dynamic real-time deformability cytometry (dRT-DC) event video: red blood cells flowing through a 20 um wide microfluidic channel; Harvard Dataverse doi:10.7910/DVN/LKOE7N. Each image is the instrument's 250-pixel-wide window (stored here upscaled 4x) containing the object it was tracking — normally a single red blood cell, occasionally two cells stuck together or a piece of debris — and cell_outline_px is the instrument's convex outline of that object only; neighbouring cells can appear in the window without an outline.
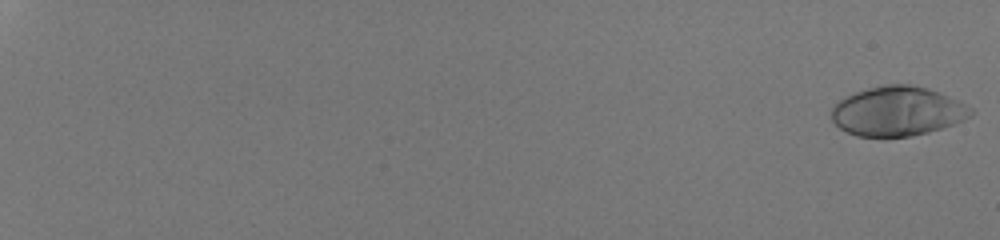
{"species": "human", "species_latin": "Homo sapiens", "temperature_condition": "room temperature", "stored_images_in_passage": 55, "camera_frame_rate_fps": 3000, "um_per_image_px": 0.085, "donor": {"sex": "male"}, "frame": {"image": 1, "passage_image": 1, "time_ms": 0.0, "image_size_px": [1000, 240], "cell_outline_px": [[976, 112], [972, 116], [964, 120], [928, 132], [912, 136], [856, 136], [840, 128], [832, 120], [832, 108], [840, 100], [856, 92], [868, 88], [884, 84], [908, 84], [928, 88], [948, 96], [972, 108]], "centroid_in_image_um": [76.31, 9.45], "position_along_channel_um": 8.7, "area_um2": 39.82}}
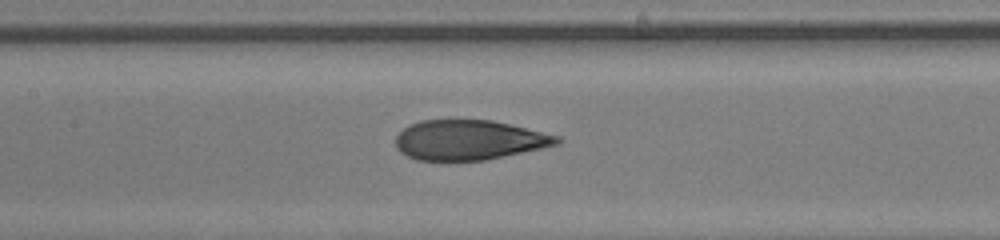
{"frame": {"image": 2, "passage_image": 32, "time_ms": 10.333, "image_size_px": [1000, 240], "cell_outline_px": [[564, 140], [560, 144], [484, 160], [416, 160], [400, 152], [396, 148], [396, 136], [408, 124], [420, 120], [492, 120], [560, 136]], "centroid_in_image_um": [39.86, 11.89], "position_along_channel_um": 167.5, "area_um2": 37.4}}
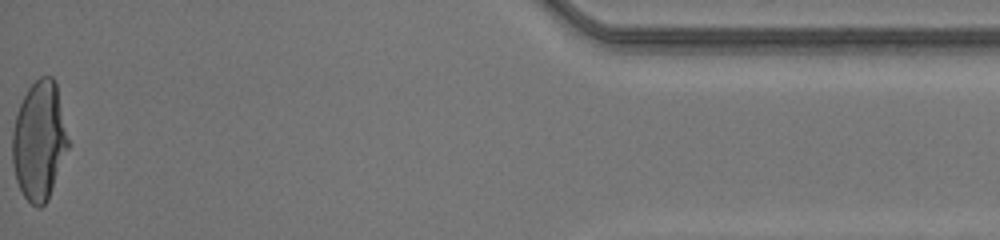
{"frame": {"image": 3, "passage_image": 55, "time_ms": 18.0, "image_size_px": [1000, 240], "cell_outline_px": [[68, 148], [48, 200], [40, 208], [36, 208], [24, 196], [16, 180], [12, 164], [12, 132], [16, 116], [20, 104], [28, 88], [40, 76], [52, 76], [56, 84], [68, 140]], "centroid_in_image_um": [3.31, 11.99], "position_along_channel_um": 431.9, "area_um2": 38.26}, "authors_computed_cell_mechanics": {"area_um2": 38.9572, "velocity_mm_per_s": 4.2376, "shape_relaxation_time_tau1_ms": 6.3206, "shape_relaxation_time_tau2_ms": null, "deformation_change_tau1": 0.2828, "deformation_change_tau2": null}}